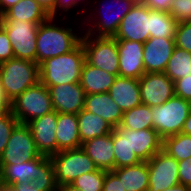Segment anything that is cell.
<instances>
[{
	"mask_svg": "<svg viewBox=\"0 0 191 191\" xmlns=\"http://www.w3.org/2000/svg\"><path fill=\"white\" fill-rule=\"evenodd\" d=\"M82 22L70 18H49L39 24L37 33V64L66 54L81 41Z\"/></svg>",
	"mask_w": 191,
	"mask_h": 191,
	"instance_id": "obj_1",
	"label": "cell"
},
{
	"mask_svg": "<svg viewBox=\"0 0 191 191\" xmlns=\"http://www.w3.org/2000/svg\"><path fill=\"white\" fill-rule=\"evenodd\" d=\"M137 0H91L82 21L83 33L95 37H114L123 17Z\"/></svg>",
	"mask_w": 191,
	"mask_h": 191,
	"instance_id": "obj_2",
	"label": "cell"
},
{
	"mask_svg": "<svg viewBox=\"0 0 191 191\" xmlns=\"http://www.w3.org/2000/svg\"><path fill=\"white\" fill-rule=\"evenodd\" d=\"M85 52L80 42L66 54L46 59L39 64V79L45 86L80 83Z\"/></svg>",
	"mask_w": 191,
	"mask_h": 191,
	"instance_id": "obj_3",
	"label": "cell"
},
{
	"mask_svg": "<svg viewBox=\"0 0 191 191\" xmlns=\"http://www.w3.org/2000/svg\"><path fill=\"white\" fill-rule=\"evenodd\" d=\"M0 80L5 96L11 103L40 81L39 65L30 60L12 58L0 63Z\"/></svg>",
	"mask_w": 191,
	"mask_h": 191,
	"instance_id": "obj_4",
	"label": "cell"
},
{
	"mask_svg": "<svg viewBox=\"0 0 191 191\" xmlns=\"http://www.w3.org/2000/svg\"><path fill=\"white\" fill-rule=\"evenodd\" d=\"M49 158L54 187L71 184L80 175L98 170L81 147L59 151Z\"/></svg>",
	"mask_w": 191,
	"mask_h": 191,
	"instance_id": "obj_5",
	"label": "cell"
},
{
	"mask_svg": "<svg viewBox=\"0 0 191 191\" xmlns=\"http://www.w3.org/2000/svg\"><path fill=\"white\" fill-rule=\"evenodd\" d=\"M0 183L6 185L52 184L51 160L41 155L37 159L16 164H0Z\"/></svg>",
	"mask_w": 191,
	"mask_h": 191,
	"instance_id": "obj_6",
	"label": "cell"
},
{
	"mask_svg": "<svg viewBox=\"0 0 191 191\" xmlns=\"http://www.w3.org/2000/svg\"><path fill=\"white\" fill-rule=\"evenodd\" d=\"M10 110L20 124L54 111L48 88L40 81L10 103Z\"/></svg>",
	"mask_w": 191,
	"mask_h": 191,
	"instance_id": "obj_7",
	"label": "cell"
},
{
	"mask_svg": "<svg viewBox=\"0 0 191 191\" xmlns=\"http://www.w3.org/2000/svg\"><path fill=\"white\" fill-rule=\"evenodd\" d=\"M191 103L174 95L162 105L151 107L153 129L164 139L181 133Z\"/></svg>",
	"mask_w": 191,
	"mask_h": 191,
	"instance_id": "obj_8",
	"label": "cell"
},
{
	"mask_svg": "<svg viewBox=\"0 0 191 191\" xmlns=\"http://www.w3.org/2000/svg\"><path fill=\"white\" fill-rule=\"evenodd\" d=\"M80 42L88 64L119 76V54L114 37H95L83 33Z\"/></svg>",
	"mask_w": 191,
	"mask_h": 191,
	"instance_id": "obj_9",
	"label": "cell"
},
{
	"mask_svg": "<svg viewBox=\"0 0 191 191\" xmlns=\"http://www.w3.org/2000/svg\"><path fill=\"white\" fill-rule=\"evenodd\" d=\"M0 26L6 31L14 58L37 63V33L39 24L13 19H0Z\"/></svg>",
	"mask_w": 191,
	"mask_h": 191,
	"instance_id": "obj_10",
	"label": "cell"
},
{
	"mask_svg": "<svg viewBox=\"0 0 191 191\" xmlns=\"http://www.w3.org/2000/svg\"><path fill=\"white\" fill-rule=\"evenodd\" d=\"M40 156L29 127L18 123L12 130L9 141L0 156V164H16L20 162V159L30 161Z\"/></svg>",
	"mask_w": 191,
	"mask_h": 191,
	"instance_id": "obj_11",
	"label": "cell"
},
{
	"mask_svg": "<svg viewBox=\"0 0 191 191\" xmlns=\"http://www.w3.org/2000/svg\"><path fill=\"white\" fill-rule=\"evenodd\" d=\"M114 38L143 44L150 38L149 8L143 2H137L123 17Z\"/></svg>",
	"mask_w": 191,
	"mask_h": 191,
	"instance_id": "obj_12",
	"label": "cell"
},
{
	"mask_svg": "<svg viewBox=\"0 0 191 191\" xmlns=\"http://www.w3.org/2000/svg\"><path fill=\"white\" fill-rule=\"evenodd\" d=\"M148 163L149 190L163 191L179 184L178 161L163 150L151 157Z\"/></svg>",
	"mask_w": 191,
	"mask_h": 191,
	"instance_id": "obj_13",
	"label": "cell"
},
{
	"mask_svg": "<svg viewBox=\"0 0 191 191\" xmlns=\"http://www.w3.org/2000/svg\"><path fill=\"white\" fill-rule=\"evenodd\" d=\"M141 103L150 107L162 105L175 95L174 82L164 73H145L139 79Z\"/></svg>",
	"mask_w": 191,
	"mask_h": 191,
	"instance_id": "obj_14",
	"label": "cell"
},
{
	"mask_svg": "<svg viewBox=\"0 0 191 191\" xmlns=\"http://www.w3.org/2000/svg\"><path fill=\"white\" fill-rule=\"evenodd\" d=\"M56 124L57 112L55 110L26 124L31 131L37 151L41 155L50 157L57 153Z\"/></svg>",
	"mask_w": 191,
	"mask_h": 191,
	"instance_id": "obj_15",
	"label": "cell"
},
{
	"mask_svg": "<svg viewBox=\"0 0 191 191\" xmlns=\"http://www.w3.org/2000/svg\"><path fill=\"white\" fill-rule=\"evenodd\" d=\"M57 113L78 114L84 109L86 93L80 83L46 86Z\"/></svg>",
	"mask_w": 191,
	"mask_h": 191,
	"instance_id": "obj_16",
	"label": "cell"
},
{
	"mask_svg": "<svg viewBox=\"0 0 191 191\" xmlns=\"http://www.w3.org/2000/svg\"><path fill=\"white\" fill-rule=\"evenodd\" d=\"M119 54V76L140 79L145 74L144 44L138 41L116 40Z\"/></svg>",
	"mask_w": 191,
	"mask_h": 191,
	"instance_id": "obj_17",
	"label": "cell"
},
{
	"mask_svg": "<svg viewBox=\"0 0 191 191\" xmlns=\"http://www.w3.org/2000/svg\"><path fill=\"white\" fill-rule=\"evenodd\" d=\"M174 47V38H149L143 47L145 73L164 72Z\"/></svg>",
	"mask_w": 191,
	"mask_h": 191,
	"instance_id": "obj_18",
	"label": "cell"
},
{
	"mask_svg": "<svg viewBox=\"0 0 191 191\" xmlns=\"http://www.w3.org/2000/svg\"><path fill=\"white\" fill-rule=\"evenodd\" d=\"M113 147V131L103 137L88 140L81 145V148L94 161L97 168L104 171L115 169Z\"/></svg>",
	"mask_w": 191,
	"mask_h": 191,
	"instance_id": "obj_19",
	"label": "cell"
},
{
	"mask_svg": "<svg viewBox=\"0 0 191 191\" xmlns=\"http://www.w3.org/2000/svg\"><path fill=\"white\" fill-rule=\"evenodd\" d=\"M128 145L141 161H149L162 150L163 139L153 128L128 130Z\"/></svg>",
	"mask_w": 191,
	"mask_h": 191,
	"instance_id": "obj_20",
	"label": "cell"
},
{
	"mask_svg": "<svg viewBox=\"0 0 191 191\" xmlns=\"http://www.w3.org/2000/svg\"><path fill=\"white\" fill-rule=\"evenodd\" d=\"M107 93L123 112L141 104L139 79L117 76Z\"/></svg>",
	"mask_w": 191,
	"mask_h": 191,
	"instance_id": "obj_21",
	"label": "cell"
},
{
	"mask_svg": "<svg viewBox=\"0 0 191 191\" xmlns=\"http://www.w3.org/2000/svg\"><path fill=\"white\" fill-rule=\"evenodd\" d=\"M84 109L97 114L113 128L121 124L123 111L108 93L86 95Z\"/></svg>",
	"mask_w": 191,
	"mask_h": 191,
	"instance_id": "obj_22",
	"label": "cell"
},
{
	"mask_svg": "<svg viewBox=\"0 0 191 191\" xmlns=\"http://www.w3.org/2000/svg\"><path fill=\"white\" fill-rule=\"evenodd\" d=\"M56 125L57 153L81 147L76 114L57 113Z\"/></svg>",
	"mask_w": 191,
	"mask_h": 191,
	"instance_id": "obj_23",
	"label": "cell"
},
{
	"mask_svg": "<svg viewBox=\"0 0 191 191\" xmlns=\"http://www.w3.org/2000/svg\"><path fill=\"white\" fill-rule=\"evenodd\" d=\"M116 77V75L93 67L85 61L81 70L80 85L86 95L107 93Z\"/></svg>",
	"mask_w": 191,
	"mask_h": 191,
	"instance_id": "obj_24",
	"label": "cell"
},
{
	"mask_svg": "<svg viewBox=\"0 0 191 191\" xmlns=\"http://www.w3.org/2000/svg\"><path fill=\"white\" fill-rule=\"evenodd\" d=\"M113 172L119 177L126 191H148L149 170L147 161L136 165L116 168Z\"/></svg>",
	"mask_w": 191,
	"mask_h": 191,
	"instance_id": "obj_25",
	"label": "cell"
},
{
	"mask_svg": "<svg viewBox=\"0 0 191 191\" xmlns=\"http://www.w3.org/2000/svg\"><path fill=\"white\" fill-rule=\"evenodd\" d=\"M78 131L81 143L95 137H103L113 131V127L97 114L82 109L78 114Z\"/></svg>",
	"mask_w": 191,
	"mask_h": 191,
	"instance_id": "obj_26",
	"label": "cell"
},
{
	"mask_svg": "<svg viewBox=\"0 0 191 191\" xmlns=\"http://www.w3.org/2000/svg\"><path fill=\"white\" fill-rule=\"evenodd\" d=\"M49 18L50 15L35 0H20L0 16V19H13L37 24H41Z\"/></svg>",
	"mask_w": 191,
	"mask_h": 191,
	"instance_id": "obj_27",
	"label": "cell"
},
{
	"mask_svg": "<svg viewBox=\"0 0 191 191\" xmlns=\"http://www.w3.org/2000/svg\"><path fill=\"white\" fill-rule=\"evenodd\" d=\"M113 145L115 169L136 165L141 162L128 145V129L119 127L113 129Z\"/></svg>",
	"mask_w": 191,
	"mask_h": 191,
	"instance_id": "obj_28",
	"label": "cell"
},
{
	"mask_svg": "<svg viewBox=\"0 0 191 191\" xmlns=\"http://www.w3.org/2000/svg\"><path fill=\"white\" fill-rule=\"evenodd\" d=\"M150 38H175L178 22L169 12L149 8Z\"/></svg>",
	"mask_w": 191,
	"mask_h": 191,
	"instance_id": "obj_29",
	"label": "cell"
},
{
	"mask_svg": "<svg viewBox=\"0 0 191 191\" xmlns=\"http://www.w3.org/2000/svg\"><path fill=\"white\" fill-rule=\"evenodd\" d=\"M119 128L128 130L153 128L151 107L141 103L137 107L123 112Z\"/></svg>",
	"mask_w": 191,
	"mask_h": 191,
	"instance_id": "obj_30",
	"label": "cell"
},
{
	"mask_svg": "<svg viewBox=\"0 0 191 191\" xmlns=\"http://www.w3.org/2000/svg\"><path fill=\"white\" fill-rule=\"evenodd\" d=\"M164 73L173 82L191 76V53L175 46Z\"/></svg>",
	"mask_w": 191,
	"mask_h": 191,
	"instance_id": "obj_31",
	"label": "cell"
},
{
	"mask_svg": "<svg viewBox=\"0 0 191 191\" xmlns=\"http://www.w3.org/2000/svg\"><path fill=\"white\" fill-rule=\"evenodd\" d=\"M162 150L178 162L191 159V135L178 133L164 138Z\"/></svg>",
	"mask_w": 191,
	"mask_h": 191,
	"instance_id": "obj_32",
	"label": "cell"
},
{
	"mask_svg": "<svg viewBox=\"0 0 191 191\" xmlns=\"http://www.w3.org/2000/svg\"><path fill=\"white\" fill-rule=\"evenodd\" d=\"M90 4L91 0H57L54 18H71L82 22Z\"/></svg>",
	"mask_w": 191,
	"mask_h": 191,
	"instance_id": "obj_33",
	"label": "cell"
},
{
	"mask_svg": "<svg viewBox=\"0 0 191 191\" xmlns=\"http://www.w3.org/2000/svg\"><path fill=\"white\" fill-rule=\"evenodd\" d=\"M104 178L105 171L98 169L94 172L80 175L71 183V185L81 191H102Z\"/></svg>",
	"mask_w": 191,
	"mask_h": 191,
	"instance_id": "obj_34",
	"label": "cell"
},
{
	"mask_svg": "<svg viewBox=\"0 0 191 191\" xmlns=\"http://www.w3.org/2000/svg\"><path fill=\"white\" fill-rule=\"evenodd\" d=\"M18 123V120L12 114L11 110L0 115V156L9 141L12 130Z\"/></svg>",
	"mask_w": 191,
	"mask_h": 191,
	"instance_id": "obj_35",
	"label": "cell"
},
{
	"mask_svg": "<svg viewBox=\"0 0 191 191\" xmlns=\"http://www.w3.org/2000/svg\"><path fill=\"white\" fill-rule=\"evenodd\" d=\"M169 13L178 24L191 22V0H173Z\"/></svg>",
	"mask_w": 191,
	"mask_h": 191,
	"instance_id": "obj_36",
	"label": "cell"
},
{
	"mask_svg": "<svg viewBox=\"0 0 191 191\" xmlns=\"http://www.w3.org/2000/svg\"><path fill=\"white\" fill-rule=\"evenodd\" d=\"M174 39L176 47L191 53V22L179 23Z\"/></svg>",
	"mask_w": 191,
	"mask_h": 191,
	"instance_id": "obj_37",
	"label": "cell"
},
{
	"mask_svg": "<svg viewBox=\"0 0 191 191\" xmlns=\"http://www.w3.org/2000/svg\"><path fill=\"white\" fill-rule=\"evenodd\" d=\"M175 95L191 103V76L174 81Z\"/></svg>",
	"mask_w": 191,
	"mask_h": 191,
	"instance_id": "obj_38",
	"label": "cell"
},
{
	"mask_svg": "<svg viewBox=\"0 0 191 191\" xmlns=\"http://www.w3.org/2000/svg\"><path fill=\"white\" fill-rule=\"evenodd\" d=\"M14 58L11 42L6 31L0 26V63Z\"/></svg>",
	"mask_w": 191,
	"mask_h": 191,
	"instance_id": "obj_39",
	"label": "cell"
},
{
	"mask_svg": "<svg viewBox=\"0 0 191 191\" xmlns=\"http://www.w3.org/2000/svg\"><path fill=\"white\" fill-rule=\"evenodd\" d=\"M102 191H126L119 177L113 171H105Z\"/></svg>",
	"mask_w": 191,
	"mask_h": 191,
	"instance_id": "obj_40",
	"label": "cell"
},
{
	"mask_svg": "<svg viewBox=\"0 0 191 191\" xmlns=\"http://www.w3.org/2000/svg\"><path fill=\"white\" fill-rule=\"evenodd\" d=\"M179 183L191 187V159L178 162Z\"/></svg>",
	"mask_w": 191,
	"mask_h": 191,
	"instance_id": "obj_41",
	"label": "cell"
},
{
	"mask_svg": "<svg viewBox=\"0 0 191 191\" xmlns=\"http://www.w3.org/2000/svg\"><path fill=\"white\" fill-rule=\"evenodd\" d=\"M16 191H55L53 184H20L12 185Z\"/></svg>",
	"mask_w": 191,
	"mask_h": 191,
	"instance_id": "obj_42",
	"label": "cell"
},
{
	"mask_svg": "<svg viewBox=\"0 0 191 191\" xmlns=\"http://www.w3.org/2000/svg\"><path fill=\"white\" fill-rule=\"evenodd\" d=\"M173 0H145L143 3L150 9L169 12Z\"/></svg>",
	"mask_w": 191,
	"mask_h": 191,
	"instance_id": "obj_43",
	"label": "cell"
},
{
	"mask_svg": "<svg viewBox=\"0 0 191 191\" xmlns=\"http://www.w3.org/2000/svg\"><path fill=\"white\" fill-rule=\"evenodd\" d=\"M37 1L42 8L50 15L51 18H54V8L56 6L57 0H35Z\"/></svg>",
	"mask_w": 191,
	"mask_h": 191,
	"instance_id": "obj_44",
	"label": "cell"
},
{
	"mask_svg": "<svg viewBox=\"0 0 191 191\" xmlns=\"http://www.w3.org/2000/svg\"><path fill=\"white\" fill-rule=\"evenodd\" d=\"M10 110V103L7 100L0 80V115Z\"/></svg>",
	"mask_w": 191,
	"mask_h": 191,
	"instance_id": "obj_45",
	"label": "cell"
},
{
	"mask_svg": "<svg viewBox=\"0 0 191 191\" xmlns=\"http://www.w3.org/2000/svg\"><path fill=\"white\" fill-rule=\"evenodd\" d=\"M20 0H0V16Z\"/></svg>",
	"mask_w": 191,
	"mask_h": 191,
	"instance_id": "obj_46",
	"label": "cell"
},
{
	"mask_svg": "<svg viewBox=\"0 0 191 191\" xmlns=\"http://www.w3.org/2000/svg\"><path fill=\"white\" fill-rule=\"evenodd\" d=\"M181 133L186 134V135H191V109H190L187 119L184 122Z\"/></svg>",
	"mask_w": 191,
	"mask_h": 191,
	"instance_id": "obj_47",
	"label": "cell"
},
{
	"mask_svg": "<svg viewBox=\"0 0 191 191\" xmlns=\"http://www.w3.org/2000/svg\"><path fill=\"white\" fill-rule=\"evenodd\" d=\"M163 191H191V187L179 183L171 188L164 189Z\"/></svg>",
	"mask_w": 191,
	"mask_h": 191,
	"instance_id": "obj_48",
	"label": "cell"
},
{
	"mask_svg": "<svg viewBox=\"0 0 191 191\" xmlns=\"http://www.w3.org/2000/svg\"><path fill=\"white\" fill-rule=\"evenodd\" d=\"M55 191H81V190L78 188H75L71 184H67V185L55 187Z\"/></svg>",
	"mask_w": 191,
	"mask_h": 191,
	"instance_id": "obj_49",
	"label": "cell"
},
{
	"mask_svg": "<svg viewBox=\"0 0 191 191\" xmlns=\"http://www.w3.org/2000/svg\"><path fill=\"white\" fill-rule=\"evenodd\" d=\"M0 191H16L12 185L0 183Z\"/></svg>",
	"mask_w": 191,
	"mask_h": 191,
	"instance_id": "obj_50",
	"label": "cell"
}]
</instances>
